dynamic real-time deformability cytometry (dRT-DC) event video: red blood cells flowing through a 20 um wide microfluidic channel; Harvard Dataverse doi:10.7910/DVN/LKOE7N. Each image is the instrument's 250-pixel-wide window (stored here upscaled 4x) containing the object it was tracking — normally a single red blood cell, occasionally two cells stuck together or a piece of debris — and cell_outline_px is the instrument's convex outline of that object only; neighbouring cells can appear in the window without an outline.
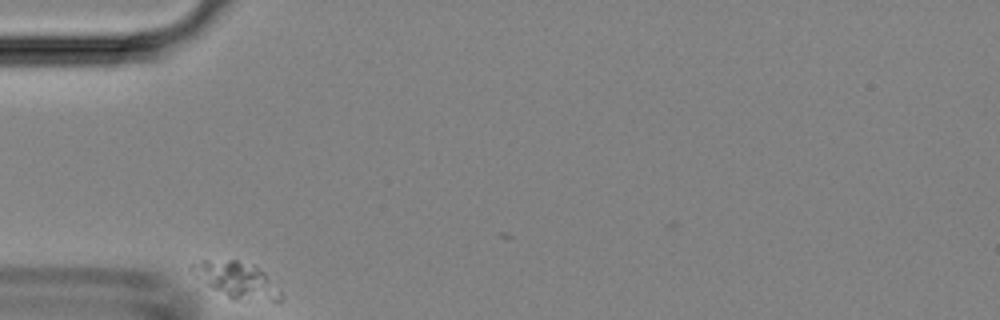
{"species": "Egyptian fruit bat (a non-hibernating species)", "species_latin": "Rousettus aegyptiacus", "temperature_condition": "room temperature", "stored_images_in_passage": 33, "camera_frame_rate_fps": 3000, "um_per_image_px": 0.085, "animal": {"sex": "female"}, "frame": {"image": 1, "passage_image": 1, "time_ms": 0.0, "image_size_px": [1000, 320], "cell_outline_px": [[264, 280], [236, 300], [232, 300], [196, 276], [188, 268], [192, 264], [204, 260], [236, 260], [256, 268], [264, 272]], "centroid_in_image_um": [19.41, 23.49], "position_along_channel_um": 65.6, "area_um2": 13.7}}
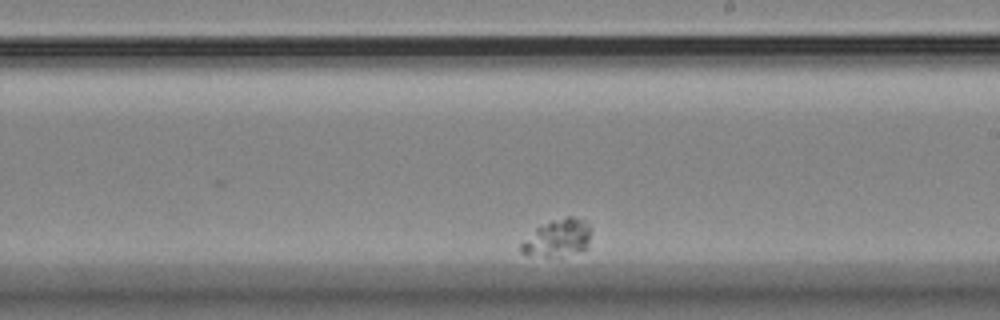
{"frame": {"image": 2, "passage_image": 20, "time_ms": 6.333, "image_size_px": [1000, 320], "cell_outline_px": [[588, 248], [580, 252], [548, 256], [544, 256], [520, 252], [520, 244], [536, 228], [552, 220], [568, 216], [572, 216], [584, 220], [588, 224]], "centroid_in_image_um": [47.4, 20.21], "position_along_channel_um": 241.6, "area_um2": 14.68}}
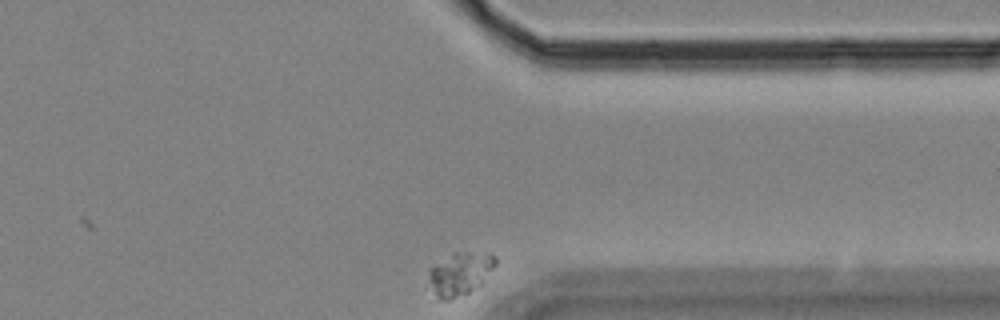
{"frame": {"image": 3, "passage_image": 33, "time_ms": 10.667, "image_size_px": [1000, 320], "cell_outline_px": [[496, 264], [480, 284], [468, 292], [448, 300], [440, 300], [436, 296], [428, 280], [428, 268], [456, 252], [488, 252], [496, 256]], "centroid_in_image_um": [39.09, 23.24], "position_along_channel_um": 372.3, "area_um2": 16.47}}